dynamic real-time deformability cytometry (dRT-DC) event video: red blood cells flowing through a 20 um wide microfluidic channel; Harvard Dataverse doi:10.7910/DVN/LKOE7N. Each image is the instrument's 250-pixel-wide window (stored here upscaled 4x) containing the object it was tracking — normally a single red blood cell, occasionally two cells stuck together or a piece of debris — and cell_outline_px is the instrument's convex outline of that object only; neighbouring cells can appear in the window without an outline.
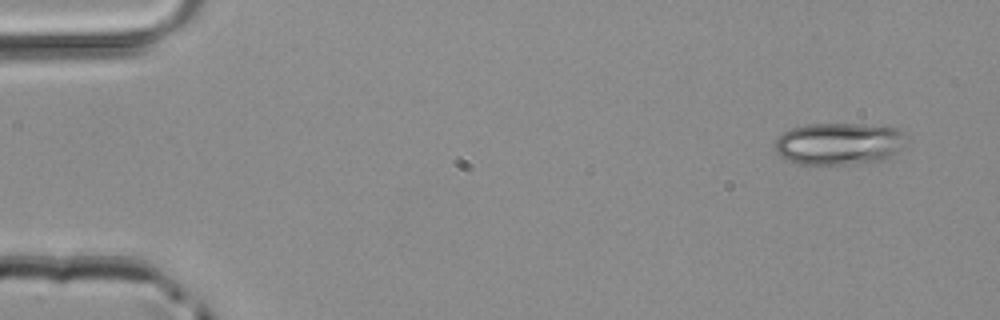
{"species": "common noctule bat (a hibernating species)", "species_latin": "Nyctalus noctula", "temperature_condition": "room temperature", "stored_images_in_passage": 43, "camera_frame_rate_fps": 3000, "um_per_image_px": 0.085, "animal": {"sex": "male", "body_mass_g": 20.4}, "frame": {"image": 1, "passage_image": 1, "time_ms": 0.0, "image_size_px": [1000, 320], "cell_outline_px": [[900, 148], [896, 152], [884, 160], [848, 164], [800, 164], [784, 160], [776, 152], [776, 140], [784, 132], [792, 128], [808, 124], [884, 124], [896, 128]], "centroid_in_image_um": [71.21, 12.21], "position_along_channel_um": 13.8, "area_um2": 31.67}}